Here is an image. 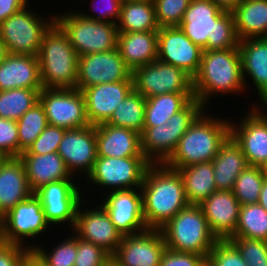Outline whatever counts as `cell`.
I'll return each mask as SVG.
<instances>
[{
	"label": "cell",
	"instance_id": "cell-1",
	"mask_svg": "<svg viewBox=\"0 0 267 266\" xmlns=\"http://www.w3.org/2000/svg\"><path fill=\"white\" fill-rule=\"evenodd\" d=\"M140 189L148 229H160L189 205L179 172L164 164L148 167Z\"/></svg>",
	"mask_w": 267,
	"mask_h": 266
},
{
	"label": "cell",
	"instance_id": "cell-2",
	"mask_svg": "<svg viewBox=\"0 0 267 266\" xmlns=\"http://www.w3.org/2000/svg\"><path fill=\"white\" fill-rule=\"evenodd\" d=\"M178 27L203 50L237 48L239 44L233 12L211 0H191Z\"/></svg>",
	"mask_w": 267,
	"mask_h": 266
},
{
	"label": "cell",
	"instance_id": "cell-3",
	"mask_svg": "<svg viewBox=\"0 0 267 266\" xmlns=\"http://www.w3.org/2000/svg\"><path fill=\"white\" fill-rule=\"evenodd\" d=\"M239 48L203 50L200 67L193 77V91L202 105L208 108L209 100L221 94L244 93Z\"/></svg>",
	"mask_w": 267,
	"mask_h": 266
},
{
	"label": "cell",
	"instance_id": "cell-4",
	"mask_svg": "<svg viewBox=\"0 0 267 266\" xmlns=\"http://www.w3.org/2000/svg\"><path fill=\"white\" fill-rule=\"evenodd\" d=\"M205 111L189 126L164 165L176 170L196 163L211 162L218 154L221 145L230 136L231 120L209 116Z\"/></svg>",
	"mask_w": 267,
	"mask_h": 266
},
{
	"label": "cell",
	"instance_id": "cell-5",
	"mask_svg": "<svg viewBox=\"0 0 267 266\" xmlns=\"http://www.w3.org/2000/svg\"><path fill=\"white\" fill-rule=\"evenodd\" d=\"M37 57L43 88H76L79 56L56 23L44 34Z\"/></svg>",
	"mask_w": 267,
	"mask_h": 266
},
{
	"label": "cell",
	"instance_id": "cell-6",
	"mask_svg": "<svg viewBox=\"0 0 267 266\" xmlns=\"http://www.w3.org/2000/svg\"><path fill=\"white\" fill-rule=\"evenodd\" d=\"M160 230L167 249L196 253L206 258L218 241L199 205H188L180 210Z\"/></svg>",
	"mask_w": 267,
	"mask_h": 266
},
{
	"label": "cell",
	"instance_id": "cell-7",
	"mask_svg": "<svg viewBox=\"0 0 267 266\" xmlns=\"http://www.w3.org/2000/svg\"><path fill=\"white\" fill-rule=\"evenodd\" d=\"M207 108L193 98L182 110L172 115L167 123L143 127L141 149L152 164H163L174 152L178 141L189 126Z\"/></svg>",
	"mask_w": 267,
	"mask_h": 266
},
{
	"label": "cell",
	"instance_id": "cell-8",
	"mask_svg": "<svg viewBox=\"0 0 267 266\" xmlns=\"http://www.w3.org/2000/svg\"><path fill=\"white\" fill-rule=\"evenodd\" d=\"M55 23L68 36L70 44L79 57L117 48L119 32L114 23L84 18L77 10L56 14Z\"/></svg>",
	"mask_w": 267,
	"mask_h": 266
},
{
	"label": "cell",
	"instance_id": "cell-9",
	"mask_svg": "<svg viewBox=\"0 0 267 266\" xmlns=\"http://www.w3.org/2000/svg\"><path fill=\"white\" fill-rule=\"evenodd\" d=\"M47 18L32 11L28 4L0 23V39L9 54L37 56L44 34L55 23L54 14Z\"/></svg>",
	"mask_w": 267,
	"mask_h": 266
},
{
	"label": "cell",
	"instance_id": "cell-10",
	"mask_svg": "<svg viewBox=\"0 0 267 266\" xmlns=\"http://www.w3.org/2000/svg\"><path fill=\"white\" fill-rule=\"evenodd\" d=\"M152 163L146 157H97L88 183L109 191L140 188Z\"/></svg>",
	"mask_w": 267,
	"mask_h": 266
},
{
	"label": "cell",
	"instance_id": "cell-11",
	"mask_svg": "<svg viewBox=\"0 0 267 266\" xmlns=\"http://www.w3.org/2000/svg\"><path fill=\"white\" fill-rule=\"evenodd\" d=\"M48 125L66 130L89 126L85 99L76 88H43L39 92Z\"/></svg>",
	"mask_w": 267,
	"mask_h": 266
},
{
	"label": "cell",
	"instance_id": "cell-12",
	"mask_svg": "<svg viewBox=\"0 0 267 266\" xmlns=\"http://www.w3.org/2000/svg\"><path fill=\"white\" fill-rule=\"evenodd\" d=\"M134 89L145 98L166 93H194L193 78L158 59L132 72Z\"/></svg>",
	"mask_w": 267,
	"mask_h": 266
},
{
	"label": "cell",
	"instance_id": "cell-13",
	"mask_svg": "<svg viewBox=\"0 0 267 266\" xmlns=\"http://www.w3.org/2000/svg\"><path fill=\"white\" fill-rule=\"evenodd\" d=\"M74 180L64 179L52 182L34 192L42 204L45 219L50 228L51 225L66 223H70L69 226L73 228L79 204L84 199L82 189Z\"/></svg>",
	"mask_w": 267,
	"mask_h": 266
},
{
	"label": "cell",
	"instance_id": "cell-14",
	"mask_svg": "<svg viewBox=\"0 0 267 266\" xmlns=\"http://www.w3.org/2000/svg\"><path fill=\"white\" fill-rule=\"evenodd\" d=\"M2 227L5 243L24 246L25 238L29 240L28 238L43 235L49 228V223L45 219L40 200L33 193L2 216Z\"/></svg>",
	"mask_w": 267,
	"mask_h": 266
},
{
	"label": "cell",
	"instance_id": "cell-15",
	"mask_svg": "<svg viewBox=\"0 0 267 266\" xmlns=\"http://www.w3.org/2000/svg\"><path fill=\"white\" fill-rule=\"evenodd\" d=\"M124 80H133L132 71L117 48L79 57L76 89L81 91L98 84Z\"/></svg>",
	"mask_w": 267,
	"mask_h": 266
},
{
	"label": "cell",
	"instance_id": "cell-16",
	"mask_svg": "<svg viewBox=\"0 0 267 266\" xmlns=\"http://www.w3.org/2000/svg\"><path fill=\"white\" fill-rule=\"evenodd\" d=\"M105 197L99 203L122 236L136 235L148 230L143 216L140 188L113 190L106 193Z\"/></svg>",
	"mask_w": 267,
	"mask_h": 266
},
{
	"label": "cell",
	"instance_id": "cell-17",
	"mask_svg": "<svg viewBox=\"0 0 267 266\" xmlns=\"http://www.w3.org/2000/svg\"><path fill=\"white\" fill-rule=\"evenodd\" d=\"M203 49L194 44L178 26L157 31V59L182 69L192 78L197 74Z\"/></svg>",
	"mask_w": 267,
	"mask_h": 266
},
{
	"label": "cell",
	"instance_id": "cell-18",
	"mask_svg": "<svg viewBox=\"0 0 267 266\" xmlns=\"http://www.w3.org/2000/svg\"><path fill=\"white\" fill-rule=\"evenodd\" d=\"M86 200L81 201L77 210L73 233L84 241L103 248L111 256L122 241V234L115 228L104 207L98 202L95 208L82 209ZM92 208V209H91Z\"/></svg>",
	"mask_w": 267,
	"mask_h": 266
},
{
	"label": "cell",
	"instance_id": "cell-19",
	"mask_svg": "<svg viewBox=\"0 0 267 266\" xmlns=\"http://www.w3.org/2000/svg\"><path fill=\"white\" fill-rule=\"evenodd\" d=\"M251 104L239 123H230V135L241 146L249 166L261 167L267 160V117Z\"/></svg>",
	"mask_w": 267,
	"mask_h": 266
},
{
	"label": "cell",
	"instance_id": "cell-20",
	"mask_svg": "<svg viewBox=\"0 0 267 266\" xmlns=\"http://www.w3.org/2000/svg\"><path fill=\"white\" fill-rule=\"evenodd\" d=\"M57 153L72 176L84 172L83 178H86L97 159L96 126L66 130Z\"/></svg>",
	"mask_w": 267,
	"mask_h": 266
},
{
	"label": "cell",
	"instance_id": "cell-21",
	"mask_svg": "<svg viewBox=\"0 0 267 266\" xmlns=\"http://www.w3.org/2000/svg\"><path fill=\"white\" fill-rule=\"evenodd\" d=\"M165 250L161 230L148 229L136 235L123 236L112 257L121 266H160Z\"/></svg>",
	"mask_w": 267,
	"mask_h": 266
},
{
	"label": "cell",
	"instance_id": "cell-22",
	"mask_svg": "<svg viewBox=\"0 0 267 266\" xmlns=\"http://www.w3.org/2000/svg\"><path fill=\"white\" fill-rule=\"evenodd\" d=\"M134 89L133 80L102 83L82 89L90 125L106 123L117 106Z\"/></svg>",
	"mask_w": 267,
	"mask_h": 266
},
{
	"label": "cell",
	"instance_id": "cell-23",
	"mask_svg": "<svg viewBox=\"0 0 267 266\" xmlns=\"http://www.w3.org/2000/svg\"><path fill=\"white\" fill-rule=\"evenodd\" d=\"M199 206L217 240H229L235 234L241 205L232 191L217 190Z\"/></svg>",
	"mask_w": 267,
	"mask_h": 266
},
{
	"label": "cell",
	"instance_id": "cell-24",
	"mask_svg": "<svg viewBox=\"0 0 267 266\" xmlns=\"http://www.w3.org/2000/svg\"><path fill=\"white\" fill-rule=\"evenodd\" d=\"M97 157H145L141 134L107 123L96 125Z\"/></svg>",
	"mask_w": 267,
	"mask_h": 266
},
{
	"label": "cell",
	"instance_id": "cell-25",
	"mask_svg": "<svg viewBox=\"0 0 267 266\" xmlns=\"http://www.w3.org/2000/svg\"><path fill=\"white\" fill-rule=\"evenodd\" d=\"M238 48L245 89L251 77L260 101L267 99V37L240 40Z\"/></svg>",
	"mask_w": 267,
	"mask_h": 266
},
{
	"label": "cell",
	"instance_id": "cell-26",
	"mask_svg": "<svg viewBox=\"0 0 267 266\" xmlns=\"http://www.w3.org/2000/svg\"><path fill=\"white\" fill-rule=\"evenodd\" d=\"M15 88L43 89L37 56L9 54L0 64V91Z\"/></svg>",
	"mask_w": 267,
	"mask_h": 266
},
{
	"label": "cell",
	"instance_id": "cell-27",
	"mask_svg": "<svg viewBox=\"0 0 267 266\" xmlns=\"http://www.w3.org/2000/svg\"><path fill=\"white\" fill-rule=\"evenodd\" d=\"M32 194L22 160L8 157L0 167V217Z\"/></svg>",
	"mask_w": 267,
	"mask_h": 266
},
{
	"label": "cell",
	"instance_id": "cell-28",
	"mask_svg": "<svg viewBox=\"0 0 267 266\" xmlns=\"http://www.w3.org/2000/svg\"><path fill=\"white\" fill-rule=\"evenodd\" d=\"M19 158L25 166L28 184L33 193L49 183L75 179L57 152L42 155L21 154Z\"/></svg>",
	"mask_w": 267,
	"mask_h": 266
},
{
	"label": "cell",
	"instance_id": "cell-29",
	"mask_svg": "<svg viewBox=\"0 0 267 266\" xmlns=\"http://www.w3.org/2000/svg\"><path fill=\"white\" fill-rule=\"evenodd\" d=\"M117 49L133 72L157 60V31L119 32Z\"/></svg>",
	"mask_w": 267,
	"mask_h": 266
},
{
	"label": "cell",
	"instance_id": "cell-30",
	"mask_svg": "<svg viewBox=\"0 0 267 266\" xmlns=\"http://www.w3.org/2000/svg\"><path fill=\"white\" fill-rule=\"evenodd\" d=\"M217 190L232 191L236 178L249 164L241 146L230 135L212 160Z\"/></svg>",
	"mask_w": 267,
	"mask_h": 266
},
{
	"label": "cell",
	"instance_id": "cell-31",
	"mask_svg": "<svg viewBox=\"0 0 267 266\" xmlns=\"http://www.w3.org/2000/svg\"><path fill=\"white\" fill-rule=\"evenodd\" d=\"M232 12L239 41L267 37V0H241Z\"/></svg>",
	"mask_w": 267,
	"mask_h": 266
},
{
	"label": "cell",
	"instance_id": "cell-32",
	"mask_svg": "<svg viewBox=\"0 0 267 266\" xmlns=\"http://www.w3.org/2000/svg\"><path fill=\"white\" fill-rule=\"evenodd\" d=\"M182 177L185 197L189 205H200L217 191L213 163H196L176 169Z\"/></svg>",
	"mask_w": 267,
	"mask_h": 266
},
{
	"label": "cell",
	"instance_id": "cell-33",
	"mask_svg": "<svg viewBox=\"0 0 267 266\" xmlns=\"http://www.w3.org/2000/svg\"><path fill=\"white\" fill-rule=\"evenodd\" d=\"M193 98L194 93H166L146 98L143 127H156L182 110Z\"/></svg>",
	"mask_w": 267,
	"mask_h": 266
},
{
	"label": "cell",
	"instance_id": "cell-34",
	"mask_svg": "<svg viewBox=\"0 0 267 266\" xmlns=\"http://www.w3.org/2000/svg\"><path fill=\"white\" fill-rule=\"evenodd\" d=\"M153 0L122 3L118 32L158 31Z\"/></svg>",
	"mask_w": 267,
	"mask_h": 266
},
{
	"label": "cell",
	"instance_id": "cell-35",
	"mask_svg": "<svg viewBox=\"0 0 267 266\" xmlns=\"http://www.w3.org/2000/svg\"><path fill=\"white\" fill-rule=\"evenodd\" d=\"M146 98L133 89L114 110L107 124L143 132Z\"/></svg>",
	"mask_w": 267,
	"mask_h": 266
},
{
	"label": "cell",
	"instance_id": "cell-36",
	"mask_svg": "<svg viewBox=\"0 0 267 266\" xmlns=\"http://www.w3.org/2000/svg\"><path fill=\"white\" fill-rule=\"evenodd\" d=\"M232 237L267 241V211L259 203L241 205Z\"/></svg>",
	"mask_w": 267,
	"mask_h": 266
},
{
	"label": "cell",
	"instance_id": "cell-37",
	"mask_svg": "<svg viewBox=\"0 0 267 266\" xmlns=\"http://www.w3.org/2000/svg\"><path fill=\"white\" fill-rule=\"evenodd\" d=\"M40 91L27 88L0 91V117L19 120L39 101Z\"/></svg>",
	"mask_w": 267,
	"mask_h": 266
},
{
	"label": "cell",
	"instance_id": "cell-38",
	"mask_svg": "<svg viewBox=\"0 0 267 266\" xmlns=\"http://www.w3.org/2000/svg\"><path fill=\"white\" fill-rule=\"evenodd\" d=\"M16 122L18 125L20 156L48 126L47 116L43 105L38 101Z\"/></svg>",
	"mask_w": 267,
	"mask_h": 266
},
{
	"label": "cell",
	"instance_id": "cell-39",
	"mask_svg": "<svg viewBox=\"0 0 267 266\" xmlns=\"http://www.w3.org/2000/svg\"><path fill=\"white\" fill-rule=\"evenodd\" d=\"M41 246L30 244L26 247L45 266H74L77 255V236L74 233L53 246L54 249L50 253Z\"/></svg>",
	"mask_w": 267,
	"mask_h": 266
},
{
	"label": "cell",
	"instance_id": "cell-40",
	"mask_svg": "<svg viewBox=\"0 0 267 266\" xmlns=\"http://www.w3.org/2000/svg\"><path fill=\"white\" fill-rule=\"evenodd\" d=\"M265 179L260 166H248L242 171L236 178L232 190L240 205L258 203Z\"/></svg>",
	"mask_w": 267,
	"mask_h": 266
},
{
	"label": "cell",
	"instance_id": "cell-41",
	"mask_svg": "<svg viewBox=\"0 0 267 266\" xmlns=\"http://www.w3.org/2000/svg\"><path fill=\"white\" fill-rule=\"evenodd\" d=\"M191 0H153L159 27L178 26Z\"/></svg>",
	"mask_w": 267,
	"mask_h": 266
},
{
	"label": "cell",
	"instance_id": "cell-42",
	"mask_svg": "<svg viewBox=\"0 0 267 266\" xmlns=\"http://www.w3.org/2000/svg\"><path fill=\"white\" fill-rule=\"evenodd\" d=\"M229 241L248 266H267V241L242 237H231Z\"/></svg>",
	"mask_w": 267,
	"mask_h": 266
},
{
	"label": "cell",
	"instance_id": "cell-43",
	"mask_svg": "<svg viewBox=\"0 0 267 266\" xmlns=\"http://www.w3.org/2000/svg\"><path fill=\"white\" fill-rule=\"evenodd\" d=\"M207 266H248L229 240H218L207 257Z\"/></svg>",
	"mask_w": 267,
	"mask_h": 266
},
{
	"label": "cell",
	"instance_id": "cell-44",
	"mask_svg": "<svg viewBox=\"0 0 267 266\" xmlns=\"http://www.w3.org/2000/svg\"><path fill=\"white\" fill-rule=\"evenodd\" d=\"M66 129L48 125L39 137L22 154H48L57 152Z\"/></svg>",
	"mask_w": 267,
	"mask_h": 266
},
{
	"label": "cell",
	"instance_id": "cell-45",
	"mask_svg": "<svg viewBox=\"0 0 267 266\" xmlns=\"http://www.w3.org/2000/svg\"><path fill=\"white\" fill-rule=\"evenodd\" d=\"M111 255L103 248L77 237V255L74 266H102Z\"/></svg>",
	"mask_w": 267,
	"mask_h": 266
},
{
	"label": "cell",
	"instance_id": "cell-46",
	"mask_svg": "<svg viewBox=\"0 0 267 266\" xmlns=\"http://www.w3.org/2000/svg\"><path fill=\"white\" fill-rule=\"evenodd\" d=\"M96 1L97 0H92L90 2L91 3L90 8H92V6L95 7V8L94 7L92 8V12L94 11L93 13L96 15L94 14L90 15V13H83V12H78V13L84 18H87L90 20H94L98 22L114 23L117 25L120 19L122 2L120 0H100V2H98L100 5L98 6V4H96L97 3ZM92 2H96V3H92ZM96 7H98L97 8L98 10L96 9Z\"/></svg>",
	"mask_w": 267,
	"mask_h": 266
},
{
	"label": "cell",
	"instance_id": "cell-47",
	"mask_svg": "<svg viewBox=\"0 0 267 266\" xmlns=\"http://www.w3.org/2000/svg\"><path fill=\"white\" fill-rule=\"evenodd\" d=\"M0 152L19 157L18 125L15 120L0 117Z\"/></svg>",
	"mask_w": 267,
	"mask_h": 266
},
{
	"label": "cell",
	"instance_id": "cell-48",
	"mask_svg": "<svg viewBox=\"0 0 267 266\" xmlns=\"http://www.w3.org/2000/svg\"><path fill=\"white\" fill-rule=\"evenodd\" d=\"M160 266H207V258L196 253L176 252L166 248Z\"/></svg>",
	"mask_w": 267,
	"mask_h": 266
},
{
	"label": "cell",
	"instance_id": "cell-49",
	"mask_svg": "<svg viewBox=\"0 0 267 266\" xmlns=\"http://www.w3.org/2000/svg\"><path fill=\"white\" fill-rule=\"evenodd\" d=\"M30 253L26 245L3 243L0 246V266H24Z\"/></svg>",
	"mask_w": 267,
	"mask_h": 266
},
{
	"label": "cell",
	"instance_id": "cell-50",
	"mask_svg": "<svg viewBox=\"0 0 267 266\" xmlns=\"http://www.w3.org/2000/svg\"><path fill=\"white\" fill-rule=\"evenodd\" d=\"M28 2V0H0V23L24 8Z\"/></svg>",
	"mask_w": 267,
	"mask_h": 266
},
{
	"label": "cell",
	"instance_id": "cell-51",
	"mask_svg": "<svg viewBox=\"0 0 267 266\" xmlns=\"http://www.w3.org/2000/svg\"><path fill=\"white\" fill-rule=\"evenodd\" d=\"M214 4L218 5L225 11H233L241 0H211Z\"/></svg>",
	"mask_w": 267,
	"mask_h": 266
},
{
	"label": "cell",
	"instance_id": "cell-52",
	"mask_svg": "<svg viewBox=\"0 0 267 266\" xmlns=\"http://www.w3.org/2000/svg\"><path fill=\"white\" fill-rule=\"evenodd\" d=\"M258 203L267 211V178L263 182Z\"/></svg>",
	"mask_w": 267,
	"mask_h": 266
},
{
	"label": "cell",
	"instance_id": "cell-53",
	"mask_svg": "<svg viewBox=\"0 0 267 266\" xmlns=\"http://www.w3.org/2000/svg\"><path fill=\"white\" fill-rule=\"evenodd\" d=\"M24 266H45L32 253L27 257Z\"/></svg>",
	"mask_w": 267,
	"mask_h": 266
},
{
	"label": "cell",
	"instance_id": "cell-54",
	"mask_svg": "<svg viewBox=\"0 0 267 266\" xmlns=\"http://www.w3.org/2000/svg\"><path fill=\"white\" fill-rule=\"evenodd\" d=\"M9 55L7 46L5 43L0 39V64L6 59Z\"/></svg>",
	"mask_w": 267,
	"mask_h": 266
},
{
	"label": "cell",
	"instance_id": "cell-55",
	"mask_svg": "<svg viewBox=\"0 0 267 266\" xmlns=\"http://www.w3.org/2000/svg\"><path fill=\"white\" fill-rule=\"evenodd\" d=\"M256 104L255 106L267 117V99L259 101Z\"/></svg>",
	"mask_w": 267,
	"mask_h": 266
},
{
	"label": "cell",
	"instance_id": "cell-56",
	"mask_svg": "<svg viewBox=\"0 0 267 266\" xmlns=\"http://www.w3.org/2000/svg\"><path fill=\"white\" fill-rule=\"evenodd\" d=\"M102 266H121L112 256Z\"/></svg>",
	"mask_w": 267,
	"mask_h": 266
},
{
	"label": "cell",
	"instance_id": "cell-57",
	"mask_svg": "<svg viewBox=\"0 0 267 266\" xmlns=\"http://www.w3.org/2000/svg\"><path fill=\"white\" fill-rule=\"evenodd\" d=\"M5 243L3 239L2 217H0V246Z\"/></svg>",
	"mask_w": 267,
	"mask_h": 266
},
{
	"label": "cell",
	"instance_id": "cell-58",
	"mask_svg": "<svg viewBox=\"0 0 267 266\" xmlns=\"http://www.w3.org/2000/svg\"><path fill=\"white\" fill-rule=\"evenodd\" d=\"M7 156L4 154V153H2V152H0V167L3 165V163L7 160Z\"/></svg>",
	"mask_w": 267,
	"mask_h": 266
},
{
	"label": "cell",
	"instance_id": "cell-59",
	"mask_svg": "<svg viewBox=\"0 0 267 266\" xmlns=\"http://www.w3.org/2000/svg\"><path fill=\"white\" fill-rule=\"evenodd\" d=\"M262 172L267 178V160L261 165Z\"/></svg>",
	"mask_w": 267,
	"mask_h": 266
},
{
	"label": "cell",
	"instance_id": "cell-60",
	"mask_svg": "<svg viewBox=\"0 0 267 266\" xmlns=\"http://www.w3.org/2000/svg\"><path fill=\"white\" fill-rule=\"evenodd\" d=\"M122 3L127 2V1H134V0H120Z\"/></svg>",
	"mask_w": 267,
	"mask_h": 266
}]
</instances>
